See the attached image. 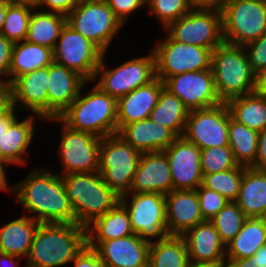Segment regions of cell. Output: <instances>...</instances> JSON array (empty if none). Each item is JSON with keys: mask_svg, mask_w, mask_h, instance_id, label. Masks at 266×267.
I'll return each instance as SVG.
<instances>
[{"mask_svg": "<svg viewBox=\"0 0 266 267\" xmlns=\"http://www.w3.org/2000/svg\"><path fill=\"white\" fill-rule=\"evenodd\" d=\"M16 200L39 223H75L74 211L64 190V179L51 171L34 169L11 186Z\"/></svg>", "mask_w": 266, "mask_h": 267, "instance_id": "6da1fadb", "label": "cell"}, {"mask_svg": "<svg viewBox=\"0 0 266 267\" xmlns=\"http://www.w3.org/2000/svg\"><path fill=\"white\" fill-rule=\"evenodd\" d=\"M86 244V228L77 223H39L25 267L70 263Z\"/></svg>", "mask_w": 266, "mask_h": 267, "instance_id": "7a4b0ae2", "label": "cell"}, {"mask_svg": "<svg viewBox=\"0 0 266 267\" xmlns=\"http://www.w3.org/2000/svg\"><path fill=\"white\" fill-rule=\"evenodd\" d=\"M82 91L58 118L48 120L100 138L117 134V100L96 85L85 96Z\"/></svg>", "mask_w": 266, "mask_h": 267, "instance_id": "3957f363", "label": "cell"}, {"mask_svg": "<svg viewBox=\"0 0 266 267\" xmlns=\"http://www.w3.org/2000/svg\"><path fill=\"white\" fill-rule=\"evenodd\" d=\"M62 177L75 223L80 226L86 228L120 202V197L108 187L99 172L72 173Z\"/></svg>", "mask_w": 266, "mask_h": 267, "instance_id": "277c9868", "label": "cell"}, {"mask_svg": "<svg viewBox=\"0 0 266 267\" xmlns=\"http://www.w3.org/2000/svg\"><path fill=\"white\" fill-rule=\"evenodd\" d=\"M211 70L222 102L254 92L256 73L243 46L223 42L212 52Z\"/></svg>", "mask_w": 266, "mask_h": 267, "instance_id": "5b68a950", "label": "cell"}, {"mask_svg": "<svg viewBox=\"0 0 266 267\" xmlns=\"http://www.w3.org/2000/svg\"><path fill=\"white\" fill-rule=\"evenodd\" d=\"M140 155L139 151L118 134L101 139L98 172L108 187L119 197L130 193Z\"/></svg>", "mask_w": 266, "mask_h": 267, "instance_id": "8992f818", "label": "cell"}, {"mask_svg": "<svg viewBox=\"0 0 266 267\" xmlns=\"http://www.w3.org/2000/svg\"><path fill=\"white\" fill-rule=\"evenodd\" d=\"M120 203L129 213L134 234L143 241L152 243L171 236L167 228L164 194L127 193L120 197ZM155 238L157 240H154Z\"/></svg>", "mask_w": 266, "mask_h": 267, "instance_id": "52a82bcc", "label": "cell"}, {"mask_svg": "<svg viewBox=\"0 0 266 267\" xmlns=\"http://www.w3.org/2000/svg\"><path fill=\"white\" fill-rule=\"evenodd\" d=\"M66 24L91 40L104 53H107L112 39L122 27L105 0H79L66 16Z\"/></svg>", "mask_w": 266, "mask_h": 267, "instance_id": "ba28073f", "label": "cell"}, {"mask_svg": "<svg viewBox=\"0 0 266 267\" xmlns=\"http://www.w3.org/2000/svg\"><path fill=\"white\" fill-rule=\"evenodd\" d=\"M221 13L225 43L244 46L266 32V3L227 0Z\"/></svg>", "mask_w": 266, "mask_h": 267, "instance_id": "9c48e42d", "label": "cell"}, {"mask_svg": "<svg viewBox=\"0 0 266 267\" xmlns=\"http://www.w3.org/2000/svg\"><path fill=\"white\" fill-rule=\"evenodd\" d=\"M103 56L94 79L100 74L96 86L116 100L143 85L149 84L156 78L155 56L153 51L147 56L131 58L115 68L106 69Z\"/></svg>", "mask_w": 266, "mask_h": 267, "instance_id": "30bf717a", "label": "cell"}, {"mask_svg": "<svg viewBox=\"0 0 266 267\" xmlns=\"http://www.w3.org/2000/svg\"><path fill=\"white\" fill-rule=\"evenodd\" d=\"M165 37L151 48L157 78L164 81L180 73L211 69L213 50L172 40L167 34Z\"/></svg>", "mask_w": 266, "mask_h": 267, "instance_id": "8fae6325", "label": "cell"}, {"mask_svg": "<svg viewBox=\"0 0 266 267\" xmlns=\"http://www.w3.org/2000/svg\"><path fill=\"white\" fill-rule=\"evenodd\" d=\"M165 29L172 40L211 50L224 42L222 13L216 10L191 9Z\"/></svg>", "mask_w": 266, "mask_h": 267, "instance_id": "7c38bea8", "label": "cell"}, {"mask_svg": "<svg viewBox=\"0 0 266 267\" xmlns=\"http://www.w3.org/2000/svg\"><path fill=\"white\" fill-rule=\"evenodd\" d=\"M103 53L91 40L66 24L53 49V58L56 64L75 71L89 83L93 81Z\"/></svg>", "mask_w": 266, "mask_h": 267, "instance_id": "4fadbf2b", "label": "cell"}, {"mask_svg": "<svg viewBox=\"0 0 266 267\" xmlns=\"http://www.w3.org/2000/svg\"><path fill=\"white\" fill-rule=\"evenodd\" d=\"M229 108L226 102L190 111L183 137L201 150L209 147L229 146Z\"/></svg>", "mask_w": 266, "mask_h": 267, "instance_id": "5bb4252c", "label": "cell"}, {"mask_svg": "<svg viewBox=\"0 0 266 267\" xmlns=\"http://www.w3.org/2000/svg\"><path fill=\"white\" fill-rule=\"evenodd\" d=\"M101 139L88 132L72 130L63 124V133L57 149L64 168L60 176L98 172Z\"/></svg>", "mask_w": 266, "mask_h": 267, "instance_id": "9a60e30c", "label": "cell"}, {"mask_svg": "<svg viewBox=\"0 0 266 267\" xmlns=\"http://www.w3.org/2000/svg\"><path fill=\"white\" fill-rule=\"evenodd\" d=\"M163 82L164 88L176 95L189 112L222 103L211 69L180 73L166 78Z\"/></svg>", "mask_w": 266, "mask_h": 267, "instance_id": "2e32d148", "label": "cell"}, {"mask_svg": "<svg viewBox=\"0 0 266 267\" xmlns=\"http://www.w3.org/2000/svg\"><path fill=\"white\" fill-rule=\"evenodd\" d=\"M164 152L170 165L173 190H196L203 178L201 149L180 136Z\"/></svg>", "mask_w": 266, "mask_h": 267, "instance_id": "e0dca14e", "label": "cell"}, {"mask_svg": "<svg viewBox=\"0 0 266 267\" xmlns=\"http://www.w3.org/2000/svg\"><path fill=\"white\" fill-rule=\"evenodd\" d=\"M49 66L19 76L8 88L10 104L16 109L30 110L40 120L48 121L47 84ZM22 103L21 105H18Z\"/></svg>", "mask_w": 266, "mask_h": 267, "instance_id": "ac0fdd59", "label": "cell"}, {"mask_svg": "<svg viewBox=\"0 0 266 267\" xmlns=\"http://www.w3.org/2000/svg\"><path fill=\"white\" fill-rule=\"evenodd\" d=\"M107 267H148L150 243L138 235L103 242H87Z\"/></svg>", "mask_w": 266, "mask_h": 267, "instance_id": "d6986e66", "label": "cell"}, {"mask_svg": "<svg viewBox=\"0 0 266 267\" xmlns=\"http://www.w3.org/2000/svg\"><path fill=\"white\" fill-rule=\"evenodd\" d=\"M172 190L170 165L165 152L141 153L130 193L158 192L166 195Z\"/></svg>", "mask_w": 266, "mask_h": 267, "instance_id": "ffe728a7", "label": "cell"}, {"mask_svg": "<svg viewBox=\"0 0 266 267\" xmlns=\"http://www.w3.org/2000/svg\"><path fill=\"white\" fill-rule=\"evenodd\" d=\"M87 81L73 70L53 62L47 84L48 119L58 118L78 97Z\"/></svg>", "mask_w": 266, "mask_h": 267, "instance_id": "44dd1931", "label": "cell"}, {"mask_svg": "<svg viewBox=\"0 0 266 267\" xmlns=\"http://www.w3.org/2000/svg\"><path fill=\"white\" fill-rule=\"evenodd\" d=\"M182 237L187 246L189 261L195 264L223 265L226 247L211 221L204 220L187 230Z\"/></svg>", "mask_w": 266, "mask_h": 267, "instance_id": "7402d4cb", "label": "cell"}, {"mask_svg": "<svg viewBox=\"0 0 266 267\" xmlns=\"http://www.w3.org/2000/svg\"><path fill=\"white\" fill-rule=\"evenodd\" d=\"M167 228L171 235L182 236L204 219L196 190H172L165 195Z\"/></svg>", "mask_w": 266, "mask_h": 267, "instance_id": "603a6c76", "label": "cell"}, {"mask_svg": "<svg viewBox=\"0 0 266 267\" xmlns=\"http://www.w3.org/2000/svg\"><path fill=\"white\" fill-rule=\"evenodd\" d=\"M164 82L155 78L117 100V133L126 124L147 119L157 104Z\"/></svg>", "mask_w": 266, "mask_h": 267, "instance_id": "cb8c5ba5", "label": "cell"}, {"mask_svg": "<svg viewBox=\"0 0 266 267\" xmlns=\"http://www.w3.org/2000/svg\"><path fill=\"white\" fill-rule=\"evenodd\" d=\"M117 134L140 153L164 151L177 138L170 129L150 118L126 124Z\"/></svg>", "mask_w": 266, "mask_h": 267, "instance_id": "d4e9b609", "label": "cell"}, {"mask_svg": "<svg viewBox=\"0 0 266 267\" xmlns=\"http://www.w3.org/2000/svg\"><path fill=\"white\" fill-rule=\"evenodd\" d=\"M235 202L247 218H266V170L245 167Z\"/></svg>", "mask_w": 266, "mask_h": 267, "instance_id": "484cf974", "label": "cell"}, {"mask_svg": "<svg viewBox=\"0 0 266 267\" xmlns=\"http://www.w3.org/2000/svg\"><path fill=\"white\" fill-rule=\"evenodd\" d=\"M35 115L28 116L26 119H16L8 128L0 134V151L2 164H25L23 155L27 153L28 147L33 141ZM26 153V154H25Z\"/></svg>", "mask_w": 266, "mask_h": 267, "instance_id": "4316f807", "label": "cell"}, {"mask_svg": "<svg viewBox=\"0 0 266 267\" xmlns=\"http://www.w3.org/2000/svg\"><path fill=\"white\" fill-rule=\"evenodd\" d=\"M53 62V50L46 46L33 44L26 40L14 43L9 70L10 78L6 79V88L19 76L45 68Z\"/></svg>", "mask_w": 266, "mask_h": 267, "instance_id": "83f0119b", "label": "cell"}, {"mask_svg": "<svg viewBox=\"0 0 266 267\" xmlns=\"http://www.w3.org/2000/svg\"><path fill=\"white\" fill-rule=\"evenodd\" d=\"M127 209L119 202L86 227L87 242H103L133 235Z\"/></svg>", "mask_w": 266, "mask_h": 267, "instance_id": "f1b7e54d", "label": "cell"}, {"mask_svg": "<svg viewBox=\"0 0 266 267\" xmlns=\"http://www.w3.org/2000/svg\"><path fill=\"white\" fill-rule=\"evenodd\" d=\"M38 225L39 222L31 214L4 224L0 228V252L26 257Z\"/></svg>", "mask_w": 266, "mask_h": 267, "instance_id": "f546056e", "label": "cell"}, {"mask_svg": "<svg viewBox=\"0 0 266 267\" xmlns=\"http://www.w3.org/2000/svg\"><path fill=\"white\" fill-rule=\"evenodd\" d=\"M263 245H266V218H246L241 230L225 245L226 259L252 257Z\"/></svg>", "mask_w": 266, "mask_h": 267, "instance_id": "4dcf8cb0", "label": "cell"}, {"mask_svg": "<svg viewBox=\"0 0 266 267\" xmlns=\"http://www.w3.org/2000/svg\"><path fill=\"white\" fill-rule=\"evenodd\" d=\"M33 11L25 40L53 50L61 30L66 25V16L36 8Z\"/></svg>", "mask_w": 266, "mask_h": 267, "instance_id": "1f68e13d", "label": "cell"}, {"mask_svg": "<svg viewBox=\"0 0 266 267\" xmlns=\"http://www.w3.org/2000/svg\"><path fill=\"white\" fill-rule=\"evenodd\" d=\"M231 117L248 128L261 132L266 128V98L255 92L226 102Z\"/></svg>", "mask_w": 266, "mask_h": 267, "instance_id": "d6a6232c", "label": "cell"}, {"mask_svg": "<svg viewBox=\"0 0 266 267\" xmlns=\"http://www.w3.org/2000/svg\"><path fill=\"white\" fill-rule=\"evenodd\" d=\"M188 114L189 111L184 103L176 95L163 88L149 118L180 137L184 133Z\"/></svg>", "mask_w": 266, "mask_h": 267, "instance_id": "836d02e7", "label": "cell"}, {"mask_svg": "<svg viewBox=\"0 0 266 267\" xmlns=\"http://www.w3.org/2000/svg\"><path fill=\"white\" fill-rule=\"evenodd\" d=\"M190 261L182 236L150 243L148 267H188Z\"/></svg>", "mask_w": 266, "mask_h": 267, "instance_id": "e575fe53", "label": "cell"}, {"mask_svg": "<svg viewBox=\"0 0 266 267\" xmlns=\"http://www.w3.org/2000/svg\"><path fill=\"white\" fill-rule=\"evenodd\" d=\"M259 132L248 128L231 117L229 111V147L235 162L244 167H252L257 155Z\"/></svg>", "mask_w": 266, "mask_h": 267, "instance_id": "d590c367", "label": "cell"}, {"mask_svg": "<svg viewBox=\"0 0 266 267\" xmlns=\"http://www.w3.org/2000/svg\"><path fill=\"white\" fill-rule=\"evenodd\" d=\"M34 8L29 3H10L6 9L1 35L13 43L24 41Z\"/></svg>", "mask_w": 266, "mask_h": 267, "instance_id": "8d00e7d4", "label": "cell"}, {"mask_svg": "<svg viewBox=\"0 0 266 267\" xmlns=\"http://www.w3.org/2000/svg\"><path fill=\"white\" fill-rule=\"evenodd\" d=\"M245 167L237 165L235 168L221 172L203 175L202 185L225 197L235 201L241 187Z\"/></svg>", "mask_w": 266, "mask_h": 267, "instance_id": "74e56055", "label": "cell"}, {"mask_svg": "<svg viewBox=\"0 0 266 267\" xmlns=\"http://www.w3.org/2000/svg\"><path fill=\"white\" fill-rule=\"evenodd\" d=\"M246 218L238 204L235 201H229L210 221L217 230L221 241L226 245L241 230Z\"/></svg>", "mask_w": 266, "mask_h": 267, "instance_id": "f35d334b", "label": "cell"}, {"mask_svg": "<svg viewBox=\"0 0 266 267\" xmlns=\"http://www.w3.org/2000/svg\"><path fill=\"white\" fill-rule=\"evenodd\" d=\"M200 162L203 175L230 170L238 165L229 146L202 149Z\"/></svg>", "mask_w": 266, "mask_h": 267, "instance_id": "ab89813d", "label": "cell"}, {"mask_svg": "<svg viewBox=\"0 0 266 267\" xmlns=\"http://www.w3.org/2000/svg\"><path fill=\"white\" fill-rule=\"evenodd\" d=\"M146 6L163 28L191 10L187 0H146Z\"/></svg>", "mask_w": 266, "mask_h": 267, "instance_id": "60d3db41", "label": "cell"}, {"mask_svg": "<svg viewBox=\"0 0 266 267\" xmlns=\"http://www.w3.org/2000/svg\"><path fill=\"white\" fill-rule=\"evenodd\" d=\"M196 192L204 220L210 221L229 202L221 194L204 187L202 184L196 189Z\"/></svg>", "mask_w": 266, "mask_h": 267, "instance_id": "b9f144b4", "label": "cell"}, {"mask_svg": "<svg viewBox=\"0 0 266 267\" xmlns=\"http://www.w3.org/2000/svg\"><path fill=\"white\" fill-rule=\"evenodd\" d=\"M250 67L257 73L266 69V32L258 39L243 46ZM247 49L248 52H247Z\"/></svg>", "mask_w": 266, "mask_h": 267, "instance_id": "7bdbcfd3", "label": "cell"}, {"mask_svg": "<svg viewBox=\"0 0 266 267\" xmlns=\"http://www.w3.org/2000/svg\"><path fill=\"white\" fill-rule=\"evenodd\" d=\"M115 17L124 25L126 17L146 5V0H105Z\"/></svg>", "mask_w": 266, "mask_h": 267, "instance_id": "ee69618b", "label": "cell"}, {"mask_svg": "<svg viewBox=\"0 0 266 267\" xmlns=\"http://www.w3.org/2000/svg\"><path fill=\"white\" fill-rule=\"evenodd\" d=\"M13 46V42L0 34V85L4 87H6V80L2 77H9Z\"/></svg>", "mask_w": 266, "mask_h": 267, "instance_id": "f6af8a7d", "label": "cell"}, {"mask_svg": "<svg viewBox=\"0 0 266 267\" xmlns=\"http://www.w3.org/2000/svg\"><path fill=\"white\" fill-rule=\"evenodd\" d=\"M79 0H36L35 8H46L42 11L55 12L67 16L77 5ZM46 6V7H45Z\"/></svg>", "mask_w": 266, "mask_h": 267, "instance_id": "bcb514c9", "label": "cell"}, {"mask_svg": "<svg viewBox=\"0 0 266 267\" xmlns=\"http://www.w3.org/2000/svg\"><path fill=\"white\" fill-rule=\"evenodd\" d=\"M75 267H107L97 252L87 244L73 259Z\"/></svg>", "mask_w": 266, "mask_h": 267, "instance_id": "7dc6e473", "label": "cell"}, {"mask_svg": "<svg viewBox=\"0 0 266 267\" xmlns=\"http://www.w3.org/2000/svg\"><path fill=\"white\" fill-rule=\"evenodd\" d=\"M252 168L266 170V128L259 132L257 155Z\"/></svg>", "mask_w": 266, "mask_h": 267, "instance_id": "c3c4849f", "label": "cell"}, {"mask_svg": "<svg viewBox=\"0 0 266 267\" xmlns=\"http://www.w3.org/2000/svg\"><path fill=\"white\" fill-rule=\"evenodd\" d=\"M191 9L216 10L223 9L227 0H187Z\"/></svg>", "mask_w": 266, "mask_h": 267, "instance_id": "681fc988", "label": "cell"}, {"mask_svg": "<svg viewBox=\"0 0 266 267\" xmlns=\"http://www.w3.org/2000/svg\"><path fill=\"white\" fill-rule=\"evenodd\" d=\"M16 108L9 104L1 113H0V134L4 131H7L9 126L17 119L15 116Z\"/></svg>", "mask_w": 266, "mask_h": 267, "instance_id": "f907efd6", "label": "cell"}, {"mask_svg": "<svg viewBox=\"0 0 266 267\" xmlns=\"http://www.w3.org/2000/svg\"><path fill=\"white\" fill-rule=\"evenodd\" d=\"M254 92L266 98V69L256 73Z\"/></svg>", "mask_w": 266, "mask_h": 267, "instance_id": "816d5d0a", "label": "cell"}, {"mask_svg": "<svg viewBox=\"0 0 266 267\" xmlns=\"http://www.w3.org/2000/svg\"><path fill=\"white\" fill-rule=\"evenodd\" d=\"M223 267H260L255 261L249 258L243 259H226Z\"/></svg>", "mask_w": 266, "mask_h": 267, "instance_id": "f5cc1de1", "label": "cell"}, {"mask_svg": "<svg viewBox=\"0 0 266 267\" xmlns=\"http://www.w3.org/2000/svg\"><path fill=\"white\" fill-rule=\"evenodd\" d=\"M251 258L260 267H266V245L261 246Z\"/></svg>", "mask_w": 266, "mask_h": 267, "instance_id": "db71d44e", "label": "cell"}, {"mask_svg": "<svg viewBox=\"0 0 266 267\" xmlns=\"http://www.w3.org/2000/svg\"><path fill=\"white\" fill-rule=\"evenodd\" d=\"M16 259H21V257L0 252V267H2L3 264H6V262H9V266L7 267H18V262Z\"/></svg>", "mask_w": 266, "mask_h": 267, "instance_id": "11a10c76", "label": "cell"}, {"mask_svg": "<svg viewBox=\"0 0 266 267\" xmlns=\"http://www.w3.org/2000/svg\"><path fill=\"white\" fill-rule=\"evenodd\" d=\"M10 104L9 93L6 87L0 85V113Z\"/></svg>", "mask_w": 266, "mask_h": 267, "instance_id": "9f6ffc18", "label": "cell"}, {"mask_svg": "<svg viewBox=\"0 0 266 267\" xmlns=\"http://www.w3.org/2000/svg\"><path fill=\"white\" fill-rule=\"evenodd\" d=\"M11 187L8 186L6 171L4 165L0 162V191L10 190Z\"/></svg>", "mask_w": 266, "mask_h": 267, "instance_id": "6f0895ef", "label": "cell"}, {"mask_svg": "<svg viewBox=\"0 0 266 267\" xmlns=\"http://www.w3.org/2000/svg\"><path fill=\"white\" fill-rule=\"evenodd\" d=\"M10 3L7 0H0V34L4 23L7 6Z\"/></svg>", "mask_w": 266, "mask_h": 267, "instance_id": "680465c9", "label": "cell"}, {"mask_svg": "<svg viewBox=\"0 0 266 267\" xmlns=\"http://www.w3.org/2000/svg\"><path fill=\"white\" fill-rule=\"evenodd\" d=\"M188 267H223V265L189 263Z\"/></svg>", "mask_w": 266, "mask_h": 267, "instance_id": "91938a15", "label": "cell"}, {"mask_svg": "<svg viewBox=\"0 0 266 267\" xmlns=\"http://www.w3.org/2000/svg\"><path fill=\"white\" fill-rule=\"evenodd\" d=\"M9 3H29L34 5L36 0H7Z\"/></svg>", "mask_w": 266, "mask_h": 267, "instance_id": "94428289", "label": "cell"}, {"mask_svg": "<svg viewBox=\"0 0 266 267\" xmlns=\"http://www.w3.org/2000/svg\"><path fill=\"white\" fill-rule=\"evenodd\" d=\"M253 1H257V2L266 3V0H253Z\"/></svg>", "mask_w": 266, "mask_h": 267, "instance_id": "6125c7cd", "label": "cell"}, {"mask_svg": "<svg viewBox=\"0 0 266 267\" xmlns=\"http://www.w3.org/2000/svg\"><path fill=\"white\" fill-rule=\"evenodd\" d=\"M0 162L2 163V156H1V151H0Z\"/></svg>", "mask_w": 266, "mask_h": 267, "instance_id": "be15d7a7", "label": "cell"}]
</instances>
